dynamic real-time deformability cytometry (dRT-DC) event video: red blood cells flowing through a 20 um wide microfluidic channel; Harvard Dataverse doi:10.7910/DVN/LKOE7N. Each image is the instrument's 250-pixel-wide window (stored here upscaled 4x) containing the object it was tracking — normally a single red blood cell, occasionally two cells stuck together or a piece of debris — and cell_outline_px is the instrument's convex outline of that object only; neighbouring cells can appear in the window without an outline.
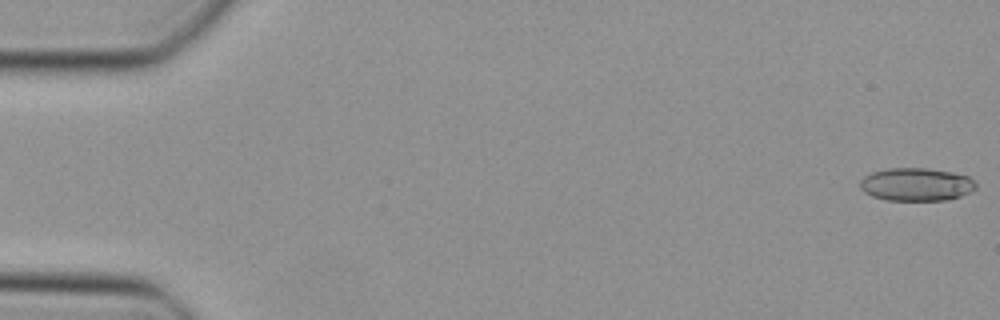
{"species": "Egyptian fruit bat (a non-hibernating species)", "species_latin": "Rousettus aegyptiacus", "temperature_condition": "cold", "stored_images_in_passage": 10, "camera_frame_rate_fps": 3000, "um_per_image_px": 0.085, "animal": {"sex": "female"}, "frame": {"image": 1, "passage_image": 1, "time_ms": 0.0, "image_size_px": [1000, 320], "cell_outline_px": [[976, 188], [972, 192], [948, 200], [884, 200], [872, 196], [864, 192], [860, 188], [860, 180], [864, 176], [872, 172], [888, 168], [928, 168], [952, 172], [968, 176], [976, 184]], "centroid_in_image_um": [77.88, 15.68], "position_along_channel_um": 7.1, "area_um2": 22.43}}